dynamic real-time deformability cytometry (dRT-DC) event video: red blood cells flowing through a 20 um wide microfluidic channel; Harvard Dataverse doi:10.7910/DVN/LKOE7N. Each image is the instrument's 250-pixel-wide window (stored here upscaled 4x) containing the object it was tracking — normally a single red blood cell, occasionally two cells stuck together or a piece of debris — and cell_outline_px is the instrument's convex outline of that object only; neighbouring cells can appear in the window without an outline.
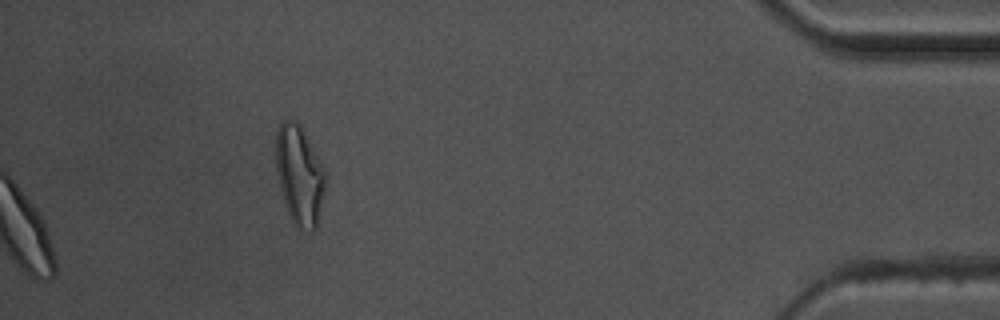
{"species": "common noctule bat (a hibernating species)", "species_latin": "Nyctalus noctula", "temperature_condition": "warm", "stored_images_in_passage": 37, "camera_frame_rate_fps": 3000, "um_per_image_px": 0.085, "animal": {"sex": "male", "body_mass_g": 17.5, "forearm_length_mm": 52.3}, "frame": {"image": 1, "passage_image": 37, "time_ms": 12.0, "image_size_px": [1000, 320], "cell_outline_px": [[328, 172], [316, 228], [312, 232], [300, 232], [296, 228], [284, 204], [276, 172], [276, 128], [284, 120], [292, 120], [300, 124]], "centroid_in_image_um": [25.47, 14.91], "position_along_channel_um": 409.7, "area_um2": 29.25}, "authors_computed_cell_mechanics": {"area_um2": 20.519, "velocity_mm_per_s": 3.5929, "shape_relaxation_time_tau1_ms": 5.4057, "shape_relaxation_time_tau2_ms": 2.145, "deformation_change_tau1": 0.1943, "deformation_change_tau2": 0.1008}}